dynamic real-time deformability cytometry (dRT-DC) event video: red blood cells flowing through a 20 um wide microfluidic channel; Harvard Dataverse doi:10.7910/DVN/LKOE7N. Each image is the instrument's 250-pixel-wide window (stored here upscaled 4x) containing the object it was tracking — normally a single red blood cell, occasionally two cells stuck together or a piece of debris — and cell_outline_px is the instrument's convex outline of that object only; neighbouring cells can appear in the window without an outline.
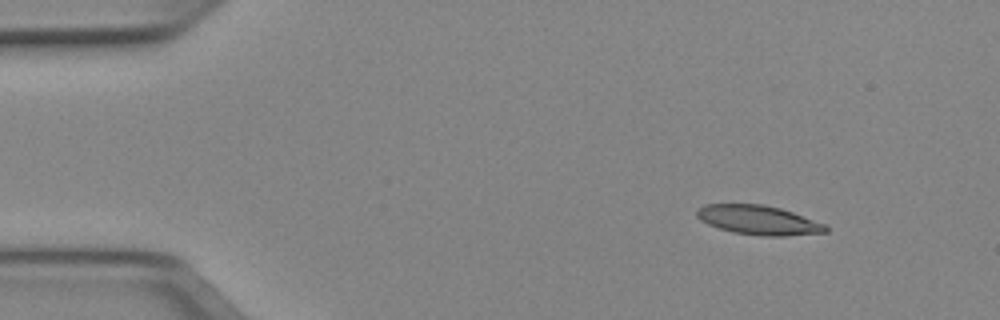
{"species": "Egyptian fruit bat (a non-hibernating species)", "species_latin": "Rousettus aegyptiacus", "temperature_condition": "cold", "stored_images_in_passage": 46, "camera_frame_rate_fps": 3000, "um_per_image_px": 0.085, "animal": {"sex": "female"}, "frame": {"image": 1, "passage_image": 1, "time_ms": 0.0, "image_size_px": [1000, 320], "cell_outline_px": [[828, 232], [784, 236], [764, 236], [732, 232], [708, 224], [700, 220], [696, 216], [696, 208], [704, 204], [764, 204], [780, 208], [792, 212], [824, 224], [828, 228]], "centroid_in_image_um": [64.43, 18.7], "position_along_channel_um": 20.6, "area_um2": 21.96}}
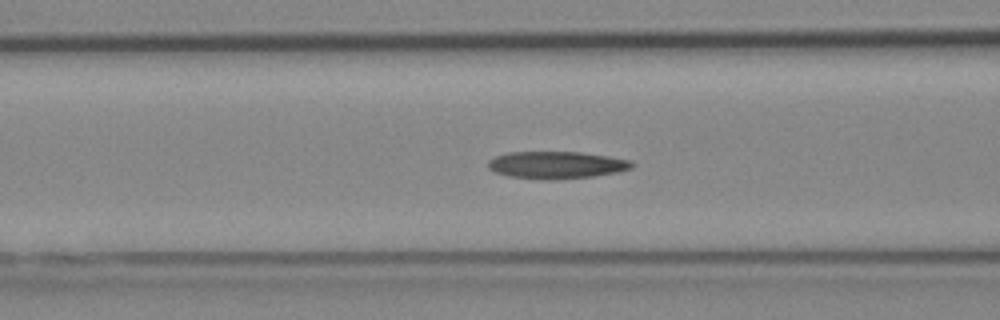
{"frame": {"image": 2, "passage_image": 15, "time_ms": 4.667, "image_size_px": [1000, 320], "cell_outline_px": [[632, 168], [616, 172], [592, 176], [552, 180], [544, 180], [508, 176], [496, 172], [488, 168], [488, 160], [496, 156], [508, 152], [580, 152], [608, 156], [632, 160]], "centroid_in_image_um": [47.27, 14.02], "position_along_channel_um": 119.3, "area_um2": 22.77}}
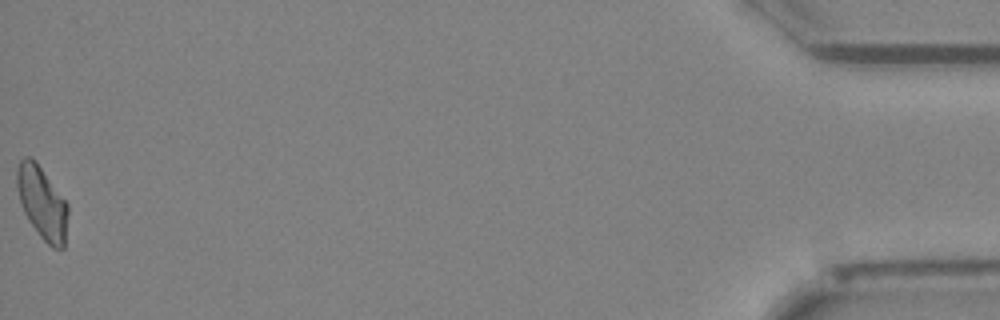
{"frame": {"image": 3, "passage_image": 46, "time_ms": 15.0, "image_size_px": [1000, 320], "cell_outline_px": [[68, 212], [64, 248], [52, 248], [40, 236], [28, 220], [24, 212], [16, 188], [16, 172], [20, 160], [24, 156], [28, 156], [40, 168], [68, 204]], "centroid_in_image_um": [3.57, 17.27], "position_along_channel_um": 431.6, "area_um2": 21.15}, "authors_computed_cell_mechanics": {"area_um2": 22.3108, "velocity_mm_per_s": 3.9725, "shape_relaxation_time_tau1_ms": 8.6775, "shape_relaxation_time_tau2_ms": 2.8245, "deformation_change_tau1": 0.2249, "deformation_change_tau2": 0.1073}}